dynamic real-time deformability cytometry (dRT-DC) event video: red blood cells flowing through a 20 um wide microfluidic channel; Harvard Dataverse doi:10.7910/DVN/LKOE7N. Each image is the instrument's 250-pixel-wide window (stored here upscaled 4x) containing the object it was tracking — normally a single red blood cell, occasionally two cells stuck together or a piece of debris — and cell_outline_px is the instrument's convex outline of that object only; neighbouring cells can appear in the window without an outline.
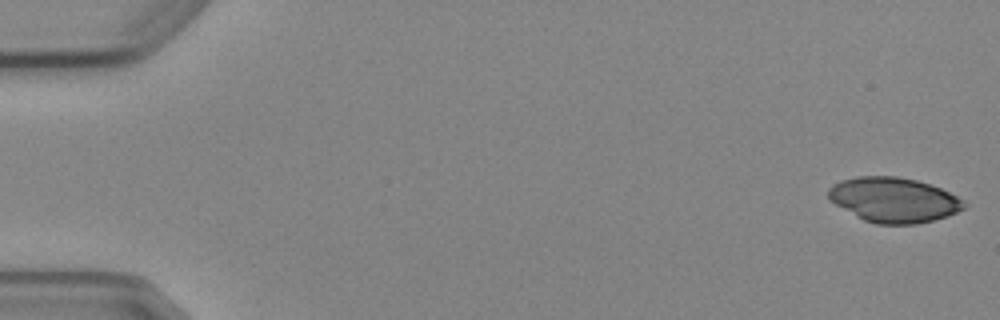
{"species": "Egyptian fruit bat (a non-hibernating species)", "species_latin": "Rousettus aegyptiacus", "temperature_condition": "cold", "stored_images_in_passage": 5, "camera_frame_rate_fps": 3000, "um_per_image_px": 0.085, "animal": {"sex": "female"}, "frame": {"image": 1, "passage_image": 1, "time_ms": 0.0, "image_size_px": [1000, 320], "cell_outline_px": [[968, 204], [964, 208], [948, 216], [916, 224], [876, 224], [864, 220], [828, 200], [828, 188], [832, 184], [840, 180], [856, 176], [896, 176], [916, 180], [940, 188], [964, 200]], "centroid_in_image_um": [75.94, 16.98], "position_along_channel_um": 9.1, "area_um2": 35.49}}